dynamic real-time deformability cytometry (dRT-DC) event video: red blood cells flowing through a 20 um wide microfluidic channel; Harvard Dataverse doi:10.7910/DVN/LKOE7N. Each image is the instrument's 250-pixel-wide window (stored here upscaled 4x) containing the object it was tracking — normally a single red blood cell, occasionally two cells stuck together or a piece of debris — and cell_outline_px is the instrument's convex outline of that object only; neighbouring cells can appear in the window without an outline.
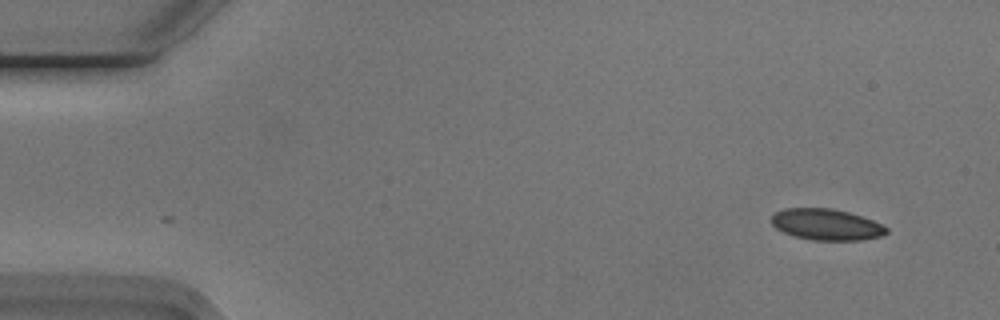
{"species": "Egyptian fruit bat (a non-hibernating species)", "species_latin": "Rousettus aegyptiacus", "temperature_condition": "cold", "stored_images_in_passage": 2, "camera_frame_rate_fps": 3000, "um_per_image_px": 0.085, "animal": {"sex": "male"}, "frame": {"image": 1, "passage_image": 1, "time_ms": 0.0, "image_size_px": [1000, 320], "cell_outline_px": [[888, 232], [880, 236], [860, 240], [812, 240], [792, 236], [776, 228], [772, 224], [772, 216], [776, 212], [784, 208], [832, 208], [848, 212], [872, 220], [888, 228]], "centroid_in_image_um": [70.22, 19.08], "position_along_channel_um": 14.8, "area_um2": 20.81}}